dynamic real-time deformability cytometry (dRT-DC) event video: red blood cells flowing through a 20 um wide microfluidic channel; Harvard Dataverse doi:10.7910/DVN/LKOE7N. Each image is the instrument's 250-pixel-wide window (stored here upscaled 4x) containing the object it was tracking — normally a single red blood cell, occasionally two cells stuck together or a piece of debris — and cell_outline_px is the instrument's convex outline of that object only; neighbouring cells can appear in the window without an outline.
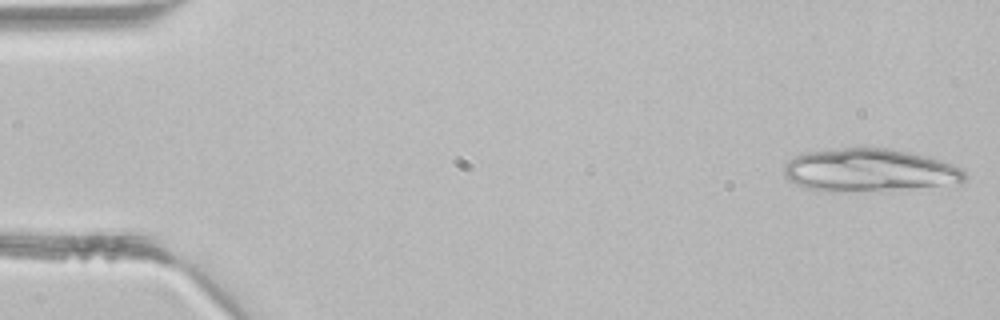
{"species": "common noctule bat (a hibernating species)", "species_latin": "Nyctalus noctula", "temperature_condition": "room temperature", "stored_images_in_passage": 4, "camera_frame_rate_fps": 3000, "um_per_image_px": 0.085, "animal": {"sex": "male", "body_mass_g": 21.5, "forearm_length_mm": 52.0}, "frame": {"image": 1, "passage_image": 1, "time_ms": 0.0, "image_size_px": [1000, 320], "cell_outline_px": [[968, 176], [960, 184], [836, 192], [804, 188], [788, 180], [784, 176], [784, 164], [792, 156], [804, 152], [840, 148], [888, 148], [908, 152], [940, 160], [964, 168]], "centroid_in_image_um": [73.86, 14.46], "position_along_channel_um": 11.1, "area_um2": 45.08}}